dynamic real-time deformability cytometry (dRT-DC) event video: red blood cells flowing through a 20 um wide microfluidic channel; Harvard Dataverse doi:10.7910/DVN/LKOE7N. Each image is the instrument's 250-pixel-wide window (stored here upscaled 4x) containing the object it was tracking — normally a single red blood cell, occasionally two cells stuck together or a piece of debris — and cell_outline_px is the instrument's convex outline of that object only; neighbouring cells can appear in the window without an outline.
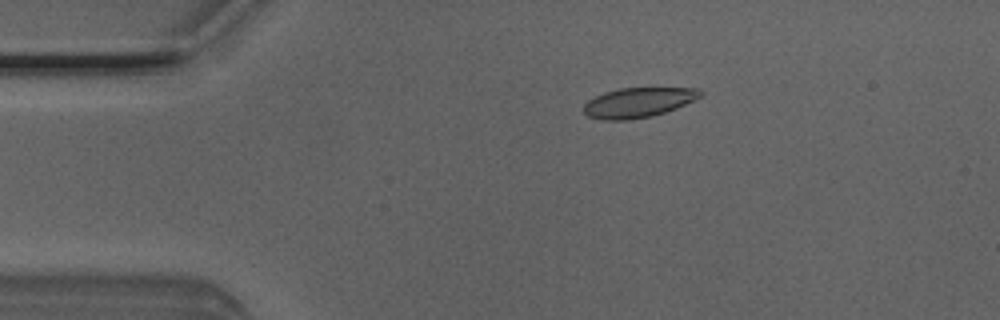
{"species": "Egyptian fruit bat (a non-hibernating species)", "species_latin": "Rousettus aegyptiacus", "temperature_condition": "room temperature", "stored_images_in_passage": 6, "camera_frame_rate_fps": 3000, "um_per_image_px": 0.085, "animal": {"sex": "male"}, "frame": {"image": 1, "passage_image": 3, "time_ms": 0.667, "image_size_px": [1000, 320], "cell_outline_px": [[704, 92], [700, 96], [676, 108], [652, 116], [628, 120], [600, 120], [588, 116], [584, 112], [584, 104], [588, 100], [604, 92], [620, 88], [700, 88]], "centroid_in_image_um": [54.22, 8.71], "position_along_channel_um": 30.8, "area_um2": 20.17}}